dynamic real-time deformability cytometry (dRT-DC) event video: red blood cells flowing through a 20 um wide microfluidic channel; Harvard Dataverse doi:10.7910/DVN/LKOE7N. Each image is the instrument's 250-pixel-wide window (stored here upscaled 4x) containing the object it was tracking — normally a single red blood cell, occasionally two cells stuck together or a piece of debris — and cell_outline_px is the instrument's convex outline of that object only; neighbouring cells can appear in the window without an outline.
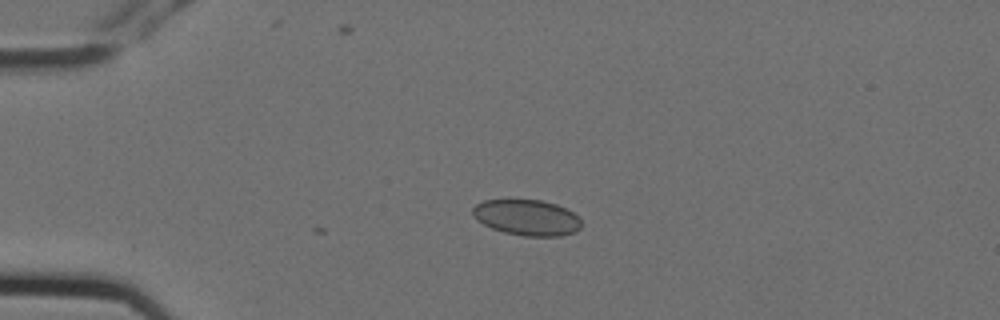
{"species": "Egyptian fruit bat (a non-hibernating species)", "species_latin": "Rousettus aegyptiacus", "temperature_condition": "cold", "stored_images_in_passage": 5, "camera_frame_rate_fps": 3000, "um_per_image_px": 0.085, "animal": {"sex": "female"}, "frame": {"image": 1, "passage_image": 4, "time_ms": 1.0, "image_size_px": [1000, 320], "cell_outline_px": [[580, 228], [576, 232], [560, 236], [524, 236], [504, 232], [492, 228], [476, 220], [472, 212], [472, 208], [476, 204], [484, 200], [540, 200], [556, 204], [572, 212], [580, 220]], "centroid_in_image_um": [44.77, 18.49], "position_along_channel_um": 40.2, "area_um2": 22.54}}